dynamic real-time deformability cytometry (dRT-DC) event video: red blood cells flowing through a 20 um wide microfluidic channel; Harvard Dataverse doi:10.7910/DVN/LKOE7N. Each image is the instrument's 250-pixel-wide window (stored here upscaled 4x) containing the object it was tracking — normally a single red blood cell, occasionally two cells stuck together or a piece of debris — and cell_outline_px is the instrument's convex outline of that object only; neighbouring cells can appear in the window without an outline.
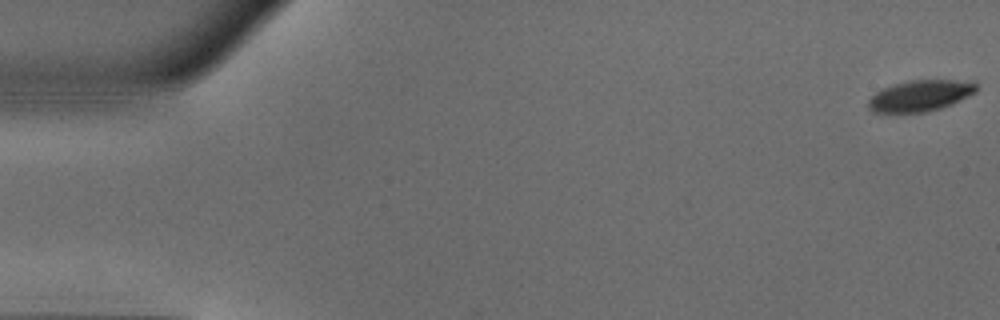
{"species": "common noctule bat (a hibernating species)", "species_latin": "Nyctalus noctula", "temperature_condition": "warm", "stored_images_in_passage": 8, "camera_frame_rate_fps": 3000, "um_per_image_px": 0.085, "animal": {"sex": "male", "body_mass_g": 18.8}, "frame": {"image": 1, "passage_image": 1, "time_ms": 0.0, "image_size_px": [1000, 320], "cell_outline_px": [[976, 92], [952, 104], [928, 112], [872, 112], [868, 108], [868, 100], [876, 92], [892, 84], [908, 80], [976, 80]], "centroid_in_image_um": [78.24, 8.12], "position_along_channel_um": 6.8, "area_um2": 19.71}}